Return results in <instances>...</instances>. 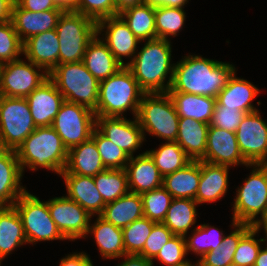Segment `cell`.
Here are the masks:
<instances>
[{
	"label": "cell",
	"instance_id": "1",
	"mask_svg": "<svg viewBox=\"0 0 267 266\" xmlns=\"http://www.w3.org/2000/svg\"><path fill=\"white\" fill-rule=\"evenodd\" d=\"M234 70H236L234 65L228 62L187 55L175 63L172 84L168 92L217 97Z\"/></svg>",
	"mask_w": 267,
	"mask_h": 266
},
{
	"label": "cell",
	"instance_id": "2",
	"mask_svg": "<svg viewBox=\"0 0 267 266\" xmlns=\"http://www.w3.org/2000/svg\"><path fill=\"white\" fill-rule=\"evenodd\" d=\"M171 46L169 39L147 40L127 65L145 93H168L175 68L171 62Z\"/></svg>",
	"mask_w": 267,
	"mask_h": 266
},
{
	"label": "cell",
	"instance_id": "3",
	"mask_svg": "<svg viewBox=\"0 0 267 266\" xmlns=\"http://www.w3.org/2000/svg\"><path fill=\"white\" fill-rule=\"evenodd\" d=\"M22 172L46 168L61 174L67 162L68 149L52 126L37 127L17 148Z\"/></svg>",
	"mask_w": 267,
	"mask_h": 266
},
{
	"label": "cell",
	"instance_id": "4",
	"mask_svg": "<svg viewBox=\"0 0 267 266\" xmlns=\"http://www.w3.org/2000/svg\"><path fill=\"white\" fill-rule=\"evenodd\" d=\"M144 94L132 71L123 66L107 79L99 81V98L94 113L96 116L124 117V112L132 110L136 117Z\"/></svg>",
	"mask_w": 267,
	"mask_h": 266
},
{
	"label": "cell",
	"instance_id": "5",
	"mask_svg": "<svg viewBox=\"0 0 267 266\" xmlns=\"http://www.w3.org/2000/svg\"><path fill=\"white\" fill-rule=\"evenodd\" d=\"M49 78L66 101L83 105L92 111L97 109L99 81L82 61L58 64L49 73Z\"/></svg>",
	"mask_w": 267,
	"mask_h": 266
},
{
	"label": "cell",
	"instance_id": "6",
	"mask_svg": "<svg viewBox=\"0 0 267 266\" xmlns=\"http://www.w3.org/2000/svg\"><path fill=\"white\" fill-rule=\"evenodd\" d=\"M136 118L144 138L147 132L166 142L176 141L179 116L168 93H145L139 104Z\"/></svg>",
	"mask_w": 267,
	"mask_h": 266
},
{
	"label": "cell",
	"instance_id": "7",
	"mask_svg": "<svg viewBox=\"0 0 267 266\" xmlns=\"http://www.w3.org/2000/svg\"><path fill=\"white\" fill-rule=\"evenodd\" d=\"M56 33L59 39V64L83 60L88 43L97 34V22L75 11H64Z\"/></svg>",
	"mask_w": 267,
	"mask_h": 266
},
{
	"label": "cell",
	"instance_id": "8",
	"mask_svg": "<svg viewBox=\"0 0 267 266\" xmlns=\"http://www.w3.org/2000/svg\"><path fill=\"white\" fill-rule=\"evenodd\" d=\"M252 172L237 188L233 204L236 223L254 225L267 208V168L264 164H251ZM257 217V218H256Z\"/></svg>",
	"mask_w": 267,
	"mask_h": 266
},
{
	"label": "cell",
	"instance_id": "9",
	"mask_svg": "<svg viewBox=\"0 0 267 266\" xmlns=\"http://www.w3.org/2000/svg\"><path fill=\"white\" fill-rule=\"evenodd\" d=\"M13 206L21 218L28 244L67 240L52 220L47 201H41L26 190Z\"/></svg>",
	"mask_w": 267,
	"mask_h": 266
},
{
	"label": "cell",
	"instance_id": "10",
	"mask_svg": "<svg viewBox=\"0 0 267 266\" xmlns=\"http://www.w3.org/2000/svg\"><path fill=\"white\" fill-rule=\"evenodd\" d=\"M36 128L26 98L0 96V149L16 151Z\"/></svg>",
	"mask_w": 267,
	"mask_h": 266
},
{
	"label": "cell",
	"instance_id": "11",
	"mask_svg": "<svg viewBox=\"0 0 267 266\" xmlns=\"http://www.w3.org/2000/svg\"><path fill=\"white\" fill-rule=\"evenodd\" d=\"M52 127L69 150L92 137L96 128V115L83 105L65 100Z\"/></svg>",
	"mask_w": 267,
	"mask_h": 266
},
{
	"label": "cell",
	"instance_id": "12",
	"mask_svg": "<svg viewBox=\"0 0 267 266\" xmlns=\"http://www.w3.org/2000/svg\"><path fill=\"white\" fill-rule=\"evenodd\" d=\"M27 61L20 58L0 65V96L26 98L49 78L44 68Z\"/></svg>",
	"mask_w": 267,
	"mask_h": 266
},
{
	"label": "cell",
	"instance_id": "13",
	"mask_svg": "<svg viewBox=\"0 0 267 266\" xmlns=\"http://www.w3.org/2000/svg\"><path fill=\"white\" fill-rule=\"evenodd\" d=\"M48 210L61 234L70 241L87 236L92 216L67 196L47 201Z\"/></svg>",
	"mask_w": 267,
	"mask_h": 266
},
{
	"label": "cell",
	"instance_id": "14",
	"mask_svg": "<svg viewBox=\"0 0 267 266\" xmlns=\"http://www.w3.org/2000/svg\"><path fill=\"white\" fill-rule=\"evenodd\" d=\"M259 113H247L236 130L239 149L249 164L267 162V123Z\"/></svg>",
	"mask_w": 267,
	"mask_h": 266
},
{
	"label": "cell",
	"instance_id": "15",
	"mask_svg": "<svg viewBox=\"0 0 267 266\" xmlns=\"http://www.w3.org/2000/svg\"><path fill=\"white\" fill-rule=\"evenodd\" d=\"M102 32L105 35L103 33V37H100V39L108 46L120 64L127 66L136 55L137 45L141 41L133 34L119 15L99 20L97 22V35L100 36ZM123 57L131 59L129 62L124 63Z\"/></svg>",
	"mask_w": 267,
	"mask_h": 266
},
{
	"label": "cell",
	"instance_id": "16",
	"mask_svg": "<svg viewBox=\"0 0 267 266\" xmlns=\"http://www.w3.org/2000/svg\"><path fill=\"white\" fill-rule=\"evenodd\" d=\"M96 128L130 157L146 141L136 117L96 116Z\"/></svg>",
	"mask_w": 267,
	"mask_h": 266
},
{
	"label": "cell",
	"instance_id": "17",
	"mask_svg": "<svg viewBox=\"0 0 267 266\" xmlns=\"http://www.w3.org/2000/svg\"><path fill=\"white\" fill-rule=\"evenodd\" d=\"M204 162L233 167L239 164L252 168L243 157L237 142L236 132L209 126Z\"/></svg>",
	"mask_w": 267,
	"mask_h": 266
},
{
	"label": "cell",
	"instance_id": "18",
	"mask_svg": "<svg viewBox=\"0 0 267 266\" xmlns=\"http://www.w3.org/2000/svg\"><path fill=\"white\" fill-rule=\"evenodd\" d=\"M26 99L36 127L52 126L61 105L65 101L50 78L34 89Z\"/></svg>",
	"mask_w": 267,
	"mask_h": 266
},
{
	"label": "cell",
	"instance_id": "19",
	"mask_svg": "<svg viewBox=\"0 0 267 266\" xmlns=\"http://www.w3.org/2000/svg\"><path fill=\"white\" fill-rule=\"evenodd\" d=\"M64 10H46L43 12H31L13 5L11 22L15 31L24 43L28 38L56 29L58 20Z\"/></svg>",
	"mask_w": 267,
	"mask_h": 266
},
{
	"label": "cell",
	"instance_id": "20",
	"mask_svg": "<svg viewBox=\"0 0 267 266\" xmlns=\"http://www.w3.org/2000/svg\"><path fill=\"white\" fill-rule=\"evenodd\" d=\"M125 170L129 192L141 195L163 186V176L146 152L130 157Z\"/></svg>",
	"mask_w": 267,
	"mask_h": 266
},
{
	"label": "cell",
	"instance_id": "21",
	"mask_svg": "<svg viewBox=\"0 0 267 266\" xmlns=\"http://www.w3.org/2000/svg\"><path fill=\"white\" fill-rule=\"evenodd\" d=\"M22 176L16 151L0 149V207L13 206L26 191L21 186Z\"/></svg>",
	"mask_w": 267,
	"mask_h": 266
},
{
	"label": "cell",
	"instance_id": "22",
	"mask_svg": "<svg viewBox=\"0 0 267 266\" xmlns=\"http://www.w3.org/2000/svg\"><path fill=\"white\" fill-rule=\"evenodd\" d=\"M67 190V197L77 202L91 216H100L106 203L95 186L93 177L61 173ZM96 214V215H95Z\"/></svg>",
	"mask_w": 267,
	"mask_h": 266
},
{
	"label": "cell",
	"instance_id": "23",
	"mask_svg": "<svg viewBox=\"0 0 267 266\" xmlns=\"http://www.w3.org/2000/svg\"><path fill=\"white\" fill-rule=\"evenodd\" d=\"M59 47L56 29H52L28 38L23 45V55L50 73L59 64Z\"/></svg>",
	"mask_w": 267,
	"mask_h": 266
},
{
	"label": "cell",
	"instance_id": "24",
	"mask_svg": "<svg viewBox=\"0 0 267 266\" xmlns=\"http://www.w3.org/2000/svg\"><path fill=\"white\" fill-rule=\"evenodd\" d=\"M234 70L228 77L225 86L219 91L216 101L223 107L236 108L243 112L257 111L252 101L259 94V89L248 80L236 77Z\"/></svg>",
	"mask_w": 267,
	"mask_h": 266
},
{
	"label": "cell",
	"instance_id": "25",
	"mask_svg": "<svg viewBox=\"0 0 267 266\" xmlns=\"http://www.w3.org/2000/svg\"><path fill=\"white\" fill-rule=\"evenodd\" d=\"M229 166L200 160V180L195 201L198 204L220 200L227 193Z\"/></svg>",
	"mask_w": 267,
	"mask_h": 266
},
{
	"label": "cell",
	"instance_id": "26",
	"mask_svg": "<svg viewBox=\"0 0 267 266\" xmlns=\"http://www.w3.org/2000/svg\"><path fill=\"white\" fill-rule=\"evenodd\" d=\"M105 169L95 141L90 138L68 150L66 166L61 173L95 177Z\"/></svg>",
	"mask_w": 267,
	"mask_h": 266
},
{
	"label": "cell",
	"instance_id": "27",
	"mask_svg": "<svg viewBox=\"0 0 267 266\" xmlns=\"http://www.w3.org/2000/svg\"><path fill=\"white\" fill-rule=\"evenodd\" d=\"M82 62L98 81L107 79L123 67L97 34L88 43Z\"/></svg>",
	"mask_w": 267,
	"mask_h": 266
},
{
	"label": "cell",
	"instance_id": "28",
	"mask_svg": "<svg viewBox=\"0 0 267 266\" xmlns=\"http://www.w3.org/2000/svg\"><path fill=\"white\" fill-rule=\"evenodd\" d=\"M208 128L209 124L179 117L176 142L192 161H199L205 156Z\"/></svg>",
	"mask_w": 267,
	"mask_h": 266
},
{
	"label": "cell",
	"instance_id": "29",
	"mask_svg": "<svg viewBox=\"0 0 267 266\" xmlns=\"http://www.w3.org/2000/svg\"><path fill=\"white\" fill-rule=\"evenodd\" d=\"M88 234L94 236L103 259H117L126 255L122 229L106 221L101 216H97L94 224L89 225Z\"/></svg>",
	"mask_w": 267,
	"mask_h": 266
},
{
	"label": "cell",
	"instance_id": "30",
	"mask_svg": "<svg viewBox=\"0 0 267 266\" xmlns=\"http://www.w3.org/2000/svg\"><path fill=\"white\" fill-rule=\"evenodd\" d=\"M103 219L123 229L135 220L143 217V202L140 194L128 192L113 202L105 205Z\"/></svg>",
	"mask_w": 267,
	"mask_h": 266
},
{
	"label": "cell",
	"instance_id": "31",
	"mask_svg": "<svg viewBox=\"0 0 267 266\" xmlns=\"http://www.w3.org/2000/svg\"><path fill=\"white\" fill-rule=\"evenodd\" d=\"M179 117L210 124L216 104V97L182 92H168Z\"/></svg>",
	"mask_w": 267,
	"mask_h": 266
},
{
	"label": "cell",
	"instance_id": "32",
	"mask_svg": "<svg viewBox=\"0 0 267 266\" xmlns=\"http://www.w3.org/2000/svg\"><path fill=\"white\" fill-rule=\"evenodd\" d=\"M28 243L21 218L14 206L0 207V257L4 259L17 247Z\"/></svg>",
	"mask_w": 267,
	"mask_h": 266
},
{
	"label": "cell",
	"instance_id": "33",
	"mask_svg": "<svg viewBox=\"0 0 267 266\" xmlns=\"http://www.w3.org/2000/svg\"><path fill=\"white\" fill-rule=\"evenodd\" d=\"M200 177V160L191 161L184 168L165 175L163 187L173 198L195 200Z\"/></svg>",
	"mask_w": 267,
	"mask_h": 266
},
{
	"label": "cell",
	"instance_id": "34",
	"mask_svg": "<svg viewBox=\"0 0 267 266\" xmlns=\"http://www.w3.org/2000/svg\"><path fill=\"white\" fill-rule=\"evenodd\" d=\"M232 226L235 230L223 237L221 245L204 254L197 262L199 266H228L233 262L234 253L240 239L253 227L248 223H236L232 218Z\"/></svg>",
	"mask_w": 267,
	"mask_h": 266
},
{
	"label": "cell",
	"instance_id": "35",
	"mask_svg": "<svg viewBox=\"0 0 267 266\" xmlns=\"http://www.w3.org/2000/svg\"><path fill=\"white\" fill-rule=\"evenodd\" d=\"M118 15L140 41L156 39L155 6L142 3L126 8Z\"/></svg>",
	"mask_w": 267,
	"mask_h": 266
},
{
	"label": "cell",
	"instance_id": "36",
	"mask_svg": "<svg viewBox=\"0 0 267 266\" xmlns=\"http://www.w3.org/2000/svg\"><path fill=\"white\" fill-rule=\"evenodd\" d=\"M197 205L194 199L173 198L162 223L174 235L187 236L188 230L197 222Z\"/></svg>",
	"mask_w": 267,
	"mask_h": 266
},
{
	"label": "cell",
	"instance_id": "37",
	"mask_svg": "<svg viewBox=\"0 0 267 266\" xmlns=\"http://www.w3.org/2000/svg\"><path fill=\"white\" fill-rule=\"evenodd\" d=\"M145 152L154 161L163 177L184 168L192 161L176 141L165 142L159 145L158 149Z\"/></svg>",
	"mask_w": 267,
	"mask_h": 266
},
{
	"label": "cell",
	"instance_id": "38",
	"mask_svg": "<svg viewBox=\"0 0 267 266\" xmlns=\"http://www.w3.org/2000/svg\"><path fill=\"white\" fill-rule=\"evenodd\" d=\"M93 180L106 204L129 192L125 169H105L93 177Z\"/></svg>",
	"mask_w": 267,
	"mask_h": 266
},
{
	"label": "cell",
	"instance_id": "39",
	"mask_svg": "<svg viewBox=\"0 0 267 266\" xmlns=\"http://www.w3.org/2000/svg\"><path fill=\"white\" fill-rule=\"evenodd\" d=\"M191 232L192 235H189L188 239L184 236L187 254L192 251L200 258L207 252L217 249L224 237L223 231L209 224L197 225Z\"/></svg>",
	"mask_w": 267,
	"mask_h": 266
},
{
	"label": "cell",
	"instance_id": "40",
	"mask_svg": "<svg viewBox=\"0 0 267 266\" xmlns=\"http://www.w3.org/2000/svg\"><path fill=\"white\" fill-rule=\"evenodd\" d=\"M185 13L182 8L155 6L156 38L168 40V36H177L183 28Z\"/></svg>",
	"mask_w": 267,
	"mask_h": 266
},
{
	"label": "cell",
	"instance_id": "41",
	"mask_svg": "<svg viewBox=\"0 0 267 266\" xmlns=\"http://www.w3.org/2000/svg\"><path fill=\"white\" fill-rule=\"evenodd\" d=\"M141 198L143 202V216L156 223L163 222L172 202V195L161 186L141 194Z\"/></svg>",
	"mask_w": 267,
	"mask_h": 266
},
{
	"label": "cell",
	"instance_id": "42",
	"mask_svg": "<svg viewBox=\"0 0 267 266\" xmlns=\"http://www.w3.org/2000/svg\"><path fill=\"white\" fill-rule=\"evenodd\" d=\"M156 222L141 217L122 229L126 254H139Z\"/></svg>",
	"mask_w": 267,
	"mask_h": 266
},
{
	"label": "cell",
	"instance_id": "43",
	"mask_svg": "<svg viewBox=\"0 0 267 266\" xmlns=\"http://www.w3.org/2000/svg\"><path fill=\"white\" fill-rule=\"evenodd\" d=\"M91 138L95 141L102 162L107 169H125L130 158L128 154L111 142L97 128L94 129Z\"/></svg>",
	"mask_w": 267,
	"mask_h": 266
},
{
	"label": "cell",
	"instance_id": "44",
	"mask_svg": "<svg viewBox=\"0 0 267 266\" xmlns=\"http://www.w3.org/2000/svg\"><path fill=\"white\" fill-rule=\"evenodd\" d=\"M23 45L11 21L0 23V65L18 60L23 54Z\"/></svg>",
	"mask_w": 267,
	"mask_h": 266
},
{
	"label": "cell",
	"instance_id": "45",
	"mask_svg": "<svg viewBox=\"0 0 267 266\" xmlns=\"http://www.w3.org/2000/svg\"><path fill=\"white\" fill-rule=\"evenodd\" d=\"M258 231L252 227L239 241L234 253L233 262L239 266H254L255 260L261 249V243L267 241L266 238L255 239Z\"/></svg>",
	"mask_w": 267,
	"mask_h": 266
},
{
	"label": "cell",
	"instance_id": "46",
	"mask_svg": "<svg viewBox=\"0 0 267 266\" xmlns=\"http://www.w3.org/2000/svg\"><path fill=\"white\" fill-rule=\"evenodd\" d=\"M186 255L185 237L174 235L151 261L158 260L167 266H180L190 261L185 259Z\"/></svg>",
	"mask_w": 267,
	"mask_h": 266
},
{
	"label": "cell",
	"instance_id": "47",
	"mask_svg": "<svg viewBox=\"0 0 267 266\" xmlns=\"http://www.w3.org/2000/svg\"><path fill=\"white\" fill-rule=\"evenodd\" d=\"M75 12L96 22L106 17L117 16L114 0H75Z\"/></svg>",
	"mask_w": 267,
	"mask_h": 266
},
{
	"label": "cell",
	"instance_id": "48",
	"mask_svg": "<svg viewBox=\"0 0 267 266\" xmlns=\"http://www.w3.org/2000/svg\"><path fill=\"white\" fill-rule=\"evenodd\" d=\"M245 115L246 113L239 109L223 107L216 101L212 120L209 126L236 132Z\"/></svg>",
	"mask_w": 267,
	"mask_h": 266
},
{
	"label": "cell",
	"instance_id": "49",
	"mask_svg": "<svg viewBox=\"0 0 267 266\" xmlns=\"http://www.w3.org/2000/svg\"><path fill=\"white\" fill-rule=\"evenodd\" d=\"M173 236L174 234L162 222L155 223L143 250L138 255L152 260Z\"/></svg>",
	"mask_w": 267,
	"mask_h": 266
},
{
	"label": "cell",
	"instance_id": "50",
	"mask_svg": "<svg viewBox=\"0 0 267 266\" xmlns=\"http://www.w3.org/2000/svg\"><path fill=\"white\" fill-rule=\"evenodd\" d=\"M15 3L20 8L35 13L46 10H63L55 4L54 0H15Z\"/></svg>",
	"mask_w": 267,
	"mask_h": 266
},
{
	"label": "cell",
	"instance_id": "51",
	"mask_svg": "<svg viewBox=\"0 0 267 266\" xmlns=\"http://www.w3.org/2000/svg\"><path fill=\"white\" fill-rule=\"evenodd\" d=\"M89 256L85 252H74L63 257L59 266H94Z\"/></svg>",
	"mask_w": 267,
	"mask_h": 266
},
{
	"label": "cell",
	"instance_id": "52",
	"mask_svg": "<svg viewBox=\"0 0 267 266\" xmlns=\"http://www.w3.org/2000/svg\"><path fill=\"white\" fill-rule=\"evenodd\" d=\"M123 258H125V260L117 266H154V263L150 259H146L137 254H126Z\"/></svg>",
	"mask_w": 267,
	"mask_h": 266
},
{
	"label": "cell",
	"instance_id": "53",
	"mask_svg": "<svg viewBox=\"0 0 267 266\" xmlns=\"http://www.w3.org/2000/svg\"><path fill=\"white\" fill-rule=\"evenodd\" d=\"M15 0H0V23L11 21Z\"/></svg>",
	"mask_w": 267,
	"mask_h": 266
},
{
	"label": "cell",
	"instance_id": "54",
	"mask_svg": "<svg viewBox=\"0 0 267 266\" xmlns=\"http://www.w3.org/2000/svg\"><path fill=\"white\" fill-rule=\"evenodd\" d=\"M144 3L151 6H166L184 9V6L188 3V0H144Z\"/></svg>",
	"mask_w": 267,
	"mask_h": 266
},
{
	"label": "cell",
	"instance_id": "55",
	"mask_svg": "<svg viewBox=\"0 0 267 266\" xmlns=\"http://www.w3.org/2000/svg\"><path fill=\"white\" fill-rule=\"evenodd\" d=\"M115 6L117 9V15L119 12L122 10L131 7V6H136L144 3V0H114Z\"/></svg>",
	"mask_w": 267,
	"mask_h": 266
},
{
	"label": "cell",
	"instance_id": "56",
	"mask_svg": "<svg viewBox=\"0 0 267 266\" xmlns=\"http://www.w3.org/2000/svg\"><path fill=\"white\" fill-rule=\"evenodd\" d=\"M54 2L64 11H75V0H54Z\"/></svg>",
	"mask_w": 267,
	"mask_h": 266
},
{
	"label": "cell",
	"instance_id": "57",
	"mask_svg": "<svg viewBox=\"0 0 267 266\" xmlns=\"http://www.w3.org/2000/svg\"><path fill=\"white\" fill-rule=\"evenodd\" d=\"M254 266H267V246L264 249L261 247Z\"/></svg>",
	"mask_w": 267,
	"mask_h": 266
},
{
	"label": "cell",
	"instance_id": "58",
	"mask_svg": "<svg viewBox=\"0 0 267 266\" xmlns=\"http://www.w3.org/2000/svg\"><path fill=\"white\" fill-rule=\"evenodd\" d=\"M253 227L259 232L261 227L265 231V236L267 238V208L265 210V213L256 221V223L253 225Z\"/></svg>",
	"mask_w": 267,
	"mask_h": 266
},
{
	"label": "cell",
	"instance_id": "59",
	"mask_svg": "<svg viewBox=\"0 0 267 266\" xmlns=\"http://www.w3.org/2000/svg\"><path fill=\"white\" fill-rule=\"evenodd\" d=\"M180 266H199V265H198V262L197 261H196V263L194 262L193 264H192L191 261H189V262H187V263H185L183 265H180Z\"/></svg>",
	"mask_w": 267,
	"mask_h": 266
},
{
	"label": "cell",
	"instance_id": "60",
	"mask_svg": "<svg viewBox=\"0 0 267 266\" xmlns=\"http://www.w3.org/2000/svg\"><path fill=\"white\" fill-rule=\"evenodd\" d=\"M228 266H239V265L236 264V263H234V262H232V263H230Z\"/></svg>",
	"mask_w": 267,
	"mask_h": 266
}]
</instances>
